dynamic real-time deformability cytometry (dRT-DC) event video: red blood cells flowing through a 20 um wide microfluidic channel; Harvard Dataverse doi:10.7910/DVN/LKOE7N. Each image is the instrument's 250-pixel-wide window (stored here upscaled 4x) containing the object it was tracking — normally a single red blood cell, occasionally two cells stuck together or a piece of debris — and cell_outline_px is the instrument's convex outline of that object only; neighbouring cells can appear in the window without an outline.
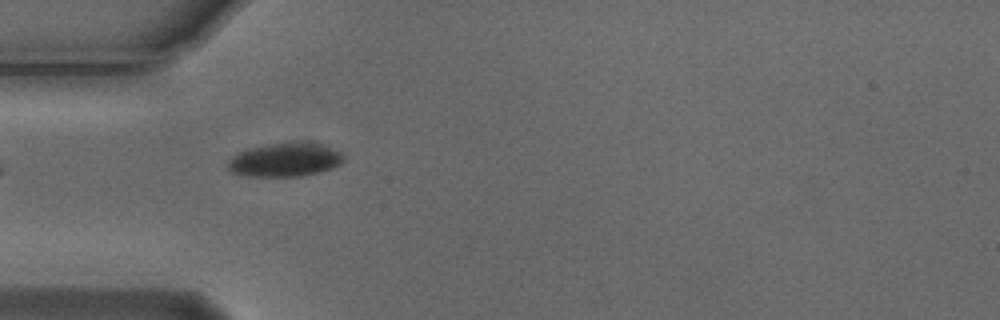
{"species": "Egyptian fruit bat (a non-hibernating species)", "species_latin": "Rousettus aegyptiacus", "temperature_condition": "cold", "stored_images_in_passage": 40, "camera_frame_rate_fps": 3000, "um_per_image_px": 0.085, "animal": {"sex": "male"}, "frame": {"image": 1, "passage_image": 2, "time_ms": 0.333, "image_size_px": [1000, 320], "cell_outline_px": [[344, 160], [340, 164], [332, 168], [320, 172], [300, 176], [248, 176], [232, 172], [228, 168], [228, 160], [236, 152], [248, 148], [264, 144], [288, 140], [300, 140], [324, 144], [344, 152]], "centroid_in_image_um": [24.26, 13.53], "position_along_channel_um": 60.7, "area_um2": 23.64}}
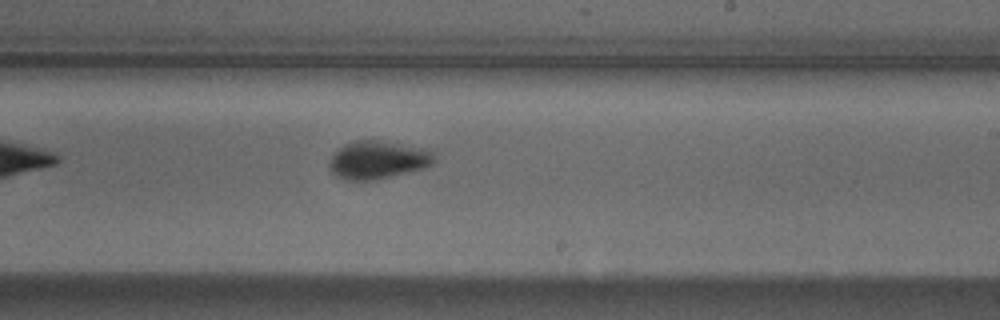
{"frame": {"image": 2, "passage_image": 18, "time_ms": 5.667, "image_size_px": [1000, 320], "cell_outline_px": [[436, 160], [432, 164], [424, 168], [376, 180], [348, 180], [336, 176], [332, 172], [328, 164], [332, 156], [344, 144], [356, 140], [376, 140], [432, 148], [436, 156]], "centroid_in_image_um": [32.19, 13.58], "position_along_channel_um": 256.8, "area_um2": 23.52}}
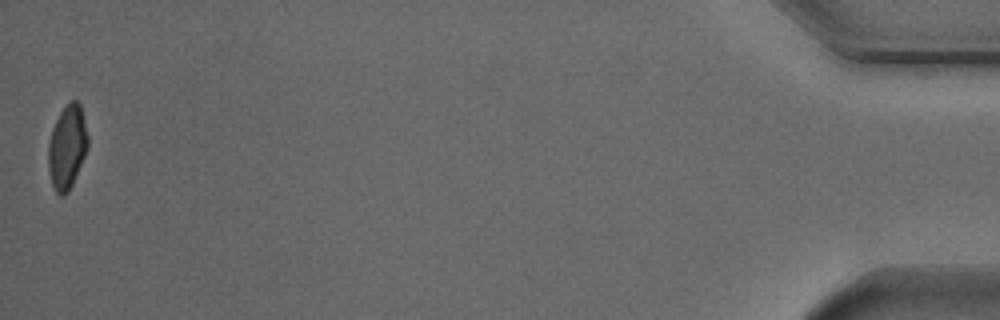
{"frame": {"image": 3, "passage_image": 40, "time_ms": 13.0, "image_size_px": [1000, 320], "cell_outline_px": [[88, 148], [72, 184], [68, 192], [64, 196], [60, 196], [56, 192], [52, 184], [48, 168], [48, 144], [52, 128], [60, 112], [72, 100], [76, 100], [80, 104], [88, 136]], "centroid_in_image_um": [5.7, 12.52], "position_along_channel_um": 429.5, "area_um2": 19.19}, "authors_computed_cell_mechanics": {"area_um2": 22.3397, "velocity_mm_per_s": 3.7206, "shape_relaxation_time_tau1_ms": 3.239, "shape_relaxation_time_tau2_ms": null, "deformation_change_tau1": 0.0816, "deformation_change_tau2": null}}